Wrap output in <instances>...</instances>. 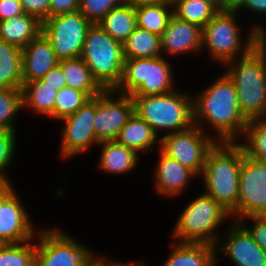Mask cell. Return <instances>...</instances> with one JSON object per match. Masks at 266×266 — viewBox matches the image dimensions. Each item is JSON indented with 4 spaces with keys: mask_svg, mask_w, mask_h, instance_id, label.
<instances>
[{
    "mask_svg": "<svg viewBox=\"0 0 266 266\" xmlns=\"http://www.w3.org/2000/svg\"><path fill=\"white\" fill-rule=\"evenodd\" d=\"M106 257H102L96 254L94 258L86 266H121L123 263L119 261L107 260Z\"/></svg>",
    "mask_w": 266,
    "mask_h": 266,
    "instance_id": "ee69618b",
    "label": "cell"
},
{
    "mask_svg": "<svg viewBox=\"0 0 266 266\" xmlns=\"http://www.w3.org/2000/svg\"><path fill=\"white\" fill-rule=\"evenodd\" d=\"M203 28L177 18L174 14L161 35V54L180 55L202 51ZM164 53V54H163Z\"/></svg>",
    "mask_w": 266,
    "mask_h": 266,
    "instance_id": "e0dca14e",
    "label": "cell"
},
{
    "mask_svg": "<svg viewBox=\"0 0 266 266\" xmlns=\"http://www.w3.org/2000/svg\"><path fill=\"white\" fill-rule=\"evenodd\" d=\"M224 66L234 83L242 115L247 120L266 118V43L260 42L247 55Z\"/></svg>",
    "mask_w": 266,
    "mask_h": 266,
    "instance_id": "3957f363",
    "label": "cell"
},
{
    "mask_svg": "<svg viewBox=\"0 0 266 266\" xmlns=\"http://www.w3.org/2000/svg\"><path fill=\"white\" fill-rule=\"evenodd\" d=\"M22 110L21 88H0V130L16 131V115Z\"/></svg>",
    "mask_w": 266,
    "mask_h": 266,
    "instance_id": "1f68e13d",
    "label": "cell"
},
{
    "mask_svg": "<svg viewBox=\"0 0 266 266\" xmlns=\"http://www.w3.org/2000/svg\"><path fill=\"white\" fill-rule=\"evenodd\" d=\"M192 97L194 124L204 132L209 127L216 131L217 142L240 141L248 120L240 111L234 83L225 72Z\"/></svg>",
    "mask_w": 266,
    "mask_h": 266,
    "instance_id": "6da1fadb",
    "label": "cell"
},
{
    "mask_svg": "<svg viewBox=\"0 0 266 266\" xmlns=\"http://www.w3.org/2000/svg\"><path fill=\"white\" fill-rule=\"evenodd\" d=\"M80 0H50L49 17L78 11Z\"/></svg>",
    "mask_w": 266,
    "mask_h": 266,
    "instance_id": "f35d334b",
    "label": "cell"
},
{
    "mask_svg": "<svg viewBox=\"0 0 266 266\" xmlns=\"http://www.w3.org/2000/svg\"><path fill=\"white\" fill-rule=\"evenodd\" d=\"M165 58H124L122 80L115 90L130 96L161 95L175 90L173 65Z\"/></svg>",
    "mask_w": 266,
    "mask_h": 266,
    "instance_id": "ba28073f",
    "label": "cell"
},
{
    "mask_svg": "<svg viewBox=\"0 0 266 266\" xmlns=\"http://www.w3.org/2000/svg\"><path fill=\"white\" fill-rule=\"evenodd\" d=\"M115 140L127 148L133 149L139 155L144 151H153L154 145L160 148V138L158 135L135 112L121 128Z\"/></svg>",
    "mask_w": 266,
    "mask_h": 266,
    "instance_id": "44dd1931",
    "label": "cell"
},
{
    "mask_svg": "<svg viewBox=\"0 0 266 266\" xmlns=\"http://www.w3.org/2000/svg\"><path fill=\"white\" fill-rule=\"evenodd\" d=\"M173 90L167 94L131 96L134 112L145 120L159 136L175 133L194 125L193 93ZM164 131V132H163ZM168 132V133H167Z\"/></svg>",
    "mask_w": 266,
    "mask_h": 266,
    "instance_id": "5b68a950",
    "label": "cell"
},
{
    "mask_svg": "<svg viewBox=\"0 0 266 266\" xmlns=\"http://www.w3.org/2000/svg\"><path fill=\"white\" fill-rule=\"evenodd\" d=\"M8 245L2 238H0V251L3 250Z\"/></svg>",
    "mask_w": 266,
    "mask_h": 266,
    "instance_id": "681fc988",
    "label": "cell"
},
{
    "mask_svg": "<svg viewBox=\"0 0 266 266\" xmlns=\"http://www.w3.org/2000/svg\"><path fill=\"white\" fill-rule=\"evenodd\" d=\"M171 248L162 266H216L218 263L219 254L210 244L172 242Z\"/></svg>",
    "mask_w": 266,
    "mask_h": 266,
    "instance_id": "ffe728a7",
    "label": "cell"
},
{
    "mask_svg": "<svg viewBox=\"0 0 266 266\" xmlns=\"http://www.w3.org/2000/svg\"><path fill=\"white\" fill-rule=\"evenodd\" d=\"M245 0H222V11L239 12Z\"/></svg>",
    "mask_w": 266,
    "mask_h": 266,
    "instance_id": "7bdbcfd3",
    "label": "cell"
},
{
    "mask_svg": "<svg viewBox=\"0 0 266 266\" xmlns=\"http://www.w3.org/2000/svg\"><path fill=\"white\" fill-rule=\"evenodd\" d=\"M91 98L83 91L65 86L57 92L53 119L61 120L74 114Z\"/></svg>",
    "mask_w": 266,
    "mask_h": 266,
    "instance_id": "d6a6232c",
    "label": "cell"
},
{
    "mask_svg": "<svg viewBox=\"0 0 266 266\" xmlns=\"http://www.w3.org/2000/svg\"><path fill=\"white\" fill-rule=\"evenodd\" d=\"M97 24L114 40L123 44L137 27L135 6L126 3L111 9Z\"/></svg>",
    "mask_w": 266,
    "mask_h": 266,
    "instance_id": "484cf974",
    "label": "cell"
},
{
    "mask_svg": "<svg viewBox=\"0 0 266 266\" xmlns=\"http://www.w3.org/2000/svg\"><path fill=\"white\" fill-rule=\"evenodd\" d=\"M8 244L0 251V266H35L36 243Z\"/></svg>",
    "mask_w": 266,
    "mask_h": 266,
    "instance_id": "836d02e7",
    "label": "cell"
},
{
    "mask_svg": "<svg viewBox=\"0 0 266 266\" xmlns=\"http://www.w3.org/2000/svg\"><path fill=\"white\" fill-rule=\"evenodd\" d=\"M16 134V131L0 130V182L10 181L5 172L12 161L14 162L17 148Z\"/></svg>",
    "mask_w": 266,
    "mask_h": 266,
    "instance_id": "d590c367",
    "label": "cell"
},
{
    "mask_svg": "<svg viewBox=\"0 0 266 266\" xmlns=\"http://www.w3.org/2000/svg\"><path fill=\"white\" fill-rule=\"evenodd\" d=\"M159 158L154 169L155 190L159 195L177 197L197 175L179 161L165 155L158 149Z\"/></svg>",
    "mask_w": 266,
    "mask_h": 266,
    "instance_id": "ac0fdd59",
    "label": "cell"
},
{
    "mask_svg": "<svg viewBox=\"0 0 266 266\" xmlns=\"http://www.w3.org/2000/svg\"><path fill=\"white\" fill-rule=\"evenodd\" d=\"M98 145L102 146L98 166L104 172L123 175L138 166L139 154L116 140L100 142Z\"/></svg>",
    "mask_w": 266,
    "mask_h": 266,
    "instance_id": "603a6c76",
    "label": "cell"
},
{
    "mask_svg": "<svg viewBox=\"0 0 266 266\" xmlns=\"http://www.w3.org/2000/svg\"><path fill=\"white\" fill-rule=\"evenodd\" d=\"M127 3L134 6L138 5H148V4H165L173 3V0H127Z\"/></svg>",
    "mask_w": 266,
    "mask_h": 266,
    "instance_id": "bcb514c9",
    "label": "cell"
},
{
    "mask_svg": "<svg viewBox=\"0 0 266 266\" xmlns=\"http://www.w3.org/2000/svg\"><path fill=\"white\" fill-rule=\"evenodd\" d=\"M92 23L79 12L48 17L42 22V33L49 40L56 58L81 57L84 41Z\"/></svg>",
    "mask_w": 266,
    "mask_h": 266,
    "instance_id": "8fae6325",
    "label": "cell"
},
{
    "mask_svg": "<svg viewBox=\"0 0 266 266\" xmlns=\"http://www.w3.org/2000/svg\"><path fill=\"white\" fill-rule=\"evenodd\" d=\"M22 109H31L36 114L53 118L57 90L41 79L22 85Z\"/></svg>",
    "mask_w": 266,
    "mask_h": 266,
    "instance_id": "cb8c5ba5",
    "label": "cell"
},
{
    "mask_svg": "<svg viewBox=\"0 0 266 266\" xmlns=\"http://www.w3.org/2000/svg\"><path fill=\"white\" fill-rule=\"evenodd\" d=\"M24 13L37 17L41 22L49 17L50 0H20Z\"/></svg>",
    "mask_w": 266,
    "mask_h": 266,
    "instance_id": "74e56055",
    "label": "cell"
},
{
    "mask_svg": "<svg viewBox=\"0 0 266 266\" xmlns=\"http://www.w3.org/2000/svg\"><path fill=\"white\" fill-rule=\"evenodd\" d=\"M124 58H155L161 54V36L136 27L123 43Z\"/></svg>",
    "mask_w": 266,
    "mask_h": 266,
    "instance_id": "83f0119b",
    "label": "cell"
},
{
    "mask_svg": "<svg viewBox=\"0 0 266 266\" xmlns=\"http://www.w3.org/2000/svg\"><path fill=\"white\" fill-rule=\"evenodd\" d=\"M230 219V213L211 196L203 193L189 201L174 226L173 237L181 243H206L216 246L221 236L216 232Z\"/></svg>",
    "mask_w": 266,
    "mask_h": 266,
    "instance_id": "8992f818",
    "label": "cell"
},
{
    "mask_svg": "<svg viewBox=\"0 0 266 266\" xmlns=\"http://www.w3.org/2000/svg\"><path fill=\"white\" fill-rule=\"evenodd\" d=\"M245 152L239 142H217L209 151L200 176L205 194L231 213L238 202L239 177Z\"/></svg>",
    "mask_w": 266,
    "mask_h": 266,
    "instance_id": "7a4b0ae2",
    "label": "cell"
},
{
    "mask_svg": "<svg viewBox=\"0 0 266 266\" xmlns=\"http://www.w3.org/2000/svg\"><path fill=\"white\" fill-rule=\"evenodd\" d=\"M219 10L204 0H173V14L204 28Z\"/></svg>",
    "mask_w": 266,
    "mask_h": 266,
    "instance_id": "4dcf8cb0",
    "label": "cell"
},
{
    "mask_svg": "<svg viewBox=\"0 0 266 266\" xmlns=\"http://www.w3.org/2000/svg\"><path fill=\"white\" fill-rule=\"evenodd\" d=\"M96 114V97L88 100L74 114L59 121L64 122L60 144L61 158L67 160L74 155L86 153L90 146L97 145L94 118Z\"/></svg>",
    "mask_w": 266,
    "mask_h": 266,
    "instance_id": "5bb4252c",
    "label": "cell"
},
{
    "mask_svg": "<svg viewBox=\"0 0 266 266\" xmlns=\"http://www.w3.org/2000/svg\"><path fill=\"white\" fill-rule=\"evenodd\" d=\"M212 4L216 7L219 11H222V0H204Z\"/></svg>",
    "mask_w": 266,
    "mask_h": 266,
    "instance_id": "7dc6e473",
    "label": "cell"
},
{
    "mask_svg": "<svg viewBox=\"0 0 266 266\" xmlns=\"http://www.w3.org/2000/svg\"><path fill=\"white\" fill-rule=\"evenodd\" d=\"M133 113L134 102L130 95L119 93L115 89L103 90L96 96V114L93 120L97 141L115 140Z\"/></svg>",
    "mask_w": 266,
    "mask_h": 266,
    "instance_id": "4fadbf2b",
    "label": "cell"
},
{
    "mask_svg": "<svg viewBox=\"0 0 266 266\" xmlns=\"http://www.w3.org/2000/svg\"><path fill=\"white\" fill-rule=\"evenodd\" d=\"M214 136L194 124L182 131L160 135L159 149L192 170L198 178L203 172L209 151L217 143Z\"/></svg>",
    "mask_w": 266,
    "mask_h": 266,
    "instance_id": "30bf717a",
    "label": "cell"
},
{
    "mask_svg": "<svg viewBox=\"0 0 266 266\" xmlns=\"http://www.w3.org/2000/svg\"><path fill=\"white\" fill-rule=\"evenodd\" d=\"M22 85V49L0 39V88Z\"/></svg>",
    "mask_w": 266,
    "mask_h": 266,
    "instance_id": "4316f807",
    "label": "cell"
},
{
    "mask_svg": "<svg viewBox=\"0 0 266 266\" xmlns=\"http://www.w3.org/2000/svg\"><path fill=\"white\" fill-rule=\"evenodd\" d=\"M242 142L245 155L266 164V118H254L247 122ZM245 141V142H244Z\"/></svg>",
    "mask_w": 266,
    "mask_h": 266,
    "instance_id": "f546056e",
    "label": "cell"
},
{
    "mask_svg": "<svg viewBox=\"0 0 266 266\" xmlns=\"http://www.w3.org/2000/svg\"><path fill=\"white\" fill-rule=\"evenodd\" d=\"M233 223V226L228 228V233L220 236L215 246L216 252L227 256L235 266H266V251L255 243L239 222Z\"/></svg>",
    "mask_w": 266,
    "mask_h": 266,
    "instance_id": "9a60e30c",
    "label": "cell"
},
{
    "mask_svg": "<svg viewBox=\"0 0 266 266\" xmlns=\"http://www.w3.org/2000/svg\"><path fill=\"white\" fill-rule=\"evenodd\" d=\"M59 60L51 43L41 32L22 49V80L23 84L42 78Z\"/></svg>",
    "mask_w": 266,
    "mask_h": 266,
    "instance_id": "d6986e66",
    "label": "cell"
},
{
    "mask_svg": "<svg viewBox=\"0 0 266 266\" xmlns=\"http://www.w3.org/2000/svg\"><path fill=\"white\" fill-rule=\"evenodd\" d=\"M240 10L251 11L252 13L266 14V0H245L243 7Z\"/></svg>",
    "mask_w": 266,
    "mask_h": 266,
    "instance_id": "b9f144b4",
    "label": "cell"
},
{
    "mask_svg": "<svg viewBox=\"0 0 266 266\" xmlns=\"http://www.w3.org/2000/svg\"><path fill=\"white\" fill-rule=\"evenodd\" d=\"M237 14L219 11L203 28L202 50L206 47L209 58L221 65L247 55L260 42L266 43V30L258 24H254L251 31L248 30L246 40L242 39Z\"/></svg>",
    "mask_w": 266,
    "mask_h": 266,
    "instance_id": "277c9868",
    "label": "cell"
},
{
    "mask_svg": "<svg viewBox=\"0 0 266 266\" xmlns=\"http://www.w3.org/2000/svg\"><path fill=\"white\" fill-rule=\"evenodd\" d=\"M41 32L42 22L27 13L0 22V39L20 49H24Z\"/></svg>",
    "mask_w": 266,
    "mask_h": 266,
    "instance_id": "7402d4cb",
    "label": "cell"
},
{
    "mask_svg": "<svg viewBox=\"0 0 266 266\" xmlns=\"http://www.w3.org/2000/svg\"><path fill=\"white\" fill-rule=\"evenodd\" d=\"M81 58L104 90L116 89L120 84L124 69L123 44L98 24L88 29Z\"/></svg>",
    "mask_w": 266,
    "mask_h": 266,
    "instance_id": "52a82bcc",
    "label": "cell"
},
{
    "mask_svg": "<svg viewBox=\"0 0 266 266\" xmlns=\"http://www.w3.org/2000/svg\"><path fill=\"white\" fill-rule=\"evenodd\" d=\"M23 13L20 0H0V22Z\"/></svg>",
    "mask_w": 266,
    "mask_h": 266,
    "instance_id": "ab89813d",
    "label": "cell"
},
{
    "mask_svg": "<svg viewBox=\"0 0 266 266\" xmlns=\"http://www.w3.org/2000/svg\"><path fill=\"white\" fill-rule=\"evenodd\" d=\"M64 232L49 227L37 230L35 266H86L94 258L91 248Z\"/></svg>",
    "mask_w": 266,
    "mask_h": 266,
    "instance_id": "9c48e42d",
    "label": "cell"
},
{
    "mask_svg": "<svg viewBox=\"0 0 266 266\" xmlns=\"http://www.w3.org/2000/svg\"><path fill=\"white\" fill-rule=\"evenodd\" d=\"M43 82L47 83L51 87H54L57 91L66 86L65 77L62 73L61 66L57 64L51 68L42 78Z\"/></svg>",
    "mask_w": 266,
    "mask_h": 266,
    "instance_id": "60d3db41",
    "label": "cell"
},
{
    "mask_svg": "<svg viewBox=\"0 0 266 266\" xmlns=\"http://www.w3.org/2000/svg\"><path fill=\"white\" fill-rule=\"evenodd\" d=\"M137 26L161 36L173 15V3L135 6Z\"/></svg>",
    "mask_w": 266,
    "mask_h": 266,
    "instance_id": "f1b7e54d",
    "label": "cell"
},
{
    "mask_svg": "<svg viewBox=\"0 0 266 266\" xmlns=\"http://www.w3.org/2000/svg\"><path fill=\"white\" fill-rule=\"evenodd\" d=\"M22 203L15 189L0 203V238L8 244L28 242L37 234Z\"/></svg>",
    "mask_w": 266,
    "mask_h": 266,
    "instance_id": "2e32d148",
    "label": "cell"
},
{
    "mask_svg": "<svg viewBox=\"0 0 266 266\" xmlns=\"http://www.w3.org/2000/svg\"><path fill=\"white\" fill-rule=\"evenodd\" d=\"M251 215H266V164L243 157L237 207L230 213L234 221Z\"/></svg>",
    "mask_w": 266,
    "mask_h": 266,
    "instance_id": "7c38bea8",
    "label": "cell"
},
{
    "mask_svg": "<svg viewBox=\"0 0 266 266\" xmlns=\"http://www.w3.org/2000/svg\"><path fill=\"white\" fill-rule=\"evenodd\" d=\"M15 189L11 181L0 182V203Z\"/></svg>",
    "mask_w": 266,
    "mask_h": 266,
    "instance_id": "f6af8a7d",
    "label": "cell"
},
{
    "mask_svg": "<svg viewBox=\"0 0 266 266\" xmlns=\"http://www.w3.org/2000/svg\"><path fill=\"white\" fill-rule=\"evenodd\" d=\"M58 64L61 66L66 86L83 91L90 98L96 97L104 90L81 57L60 60Z\"/></svg>",
    "mask_w": 266,
    "mask_h": 266,
    "instance_id": "d4e9b609",
    "label": "cell"
},
{
    "mask_svg": "<svg viewBox=\"0 0 266 266\" xmlns=\"http://www.w3.org/2000/svg\"><path fill=\"white\" fill-rule=\"evenodd\" d=\"M249 220L252 221L251 228L246 225ZM238 222L248 231L255 243L266 251V215H251L241 218Z\"/></svg>",
    "mask_w": 266,
    "mask_h": 266,
    "instance_id": "8d00e7d4",
    "label": "cell"
},
{
    "mask_svg": "<svg viewBox=\"0 0 266 266\" xmlns=\"http://www.w3.org/2000/svg\"><path fill=\"white\" fill-rule=\"evenodd\" d=\"M121 266H145V264H144V262L141 261L139 263L138 262L137 263L135 262L134 264L133 263L132 264H127L126 263V264H122Z\"/></svg>",
    "mask_w": 266,
    "mask_h": 266,
    "instance_id": "c3c4849f",
    "label": "cell"
},
{
    "mask_svg": "<svg viewBox=\"0 0 266 266\" xmlns=\"http://www.w3.org/2000/svg\"><path fill=\"white\" fill-rule=\"evenodd\" d=\"M126 3L127 0H80L78 11L92 24H97L111 9Z\"/></svg>",
    "mask_w": 266,
    "mask_h": 266,
    "instance_id": "e575fe53",
    "label": "cell"
}]
</instances>
